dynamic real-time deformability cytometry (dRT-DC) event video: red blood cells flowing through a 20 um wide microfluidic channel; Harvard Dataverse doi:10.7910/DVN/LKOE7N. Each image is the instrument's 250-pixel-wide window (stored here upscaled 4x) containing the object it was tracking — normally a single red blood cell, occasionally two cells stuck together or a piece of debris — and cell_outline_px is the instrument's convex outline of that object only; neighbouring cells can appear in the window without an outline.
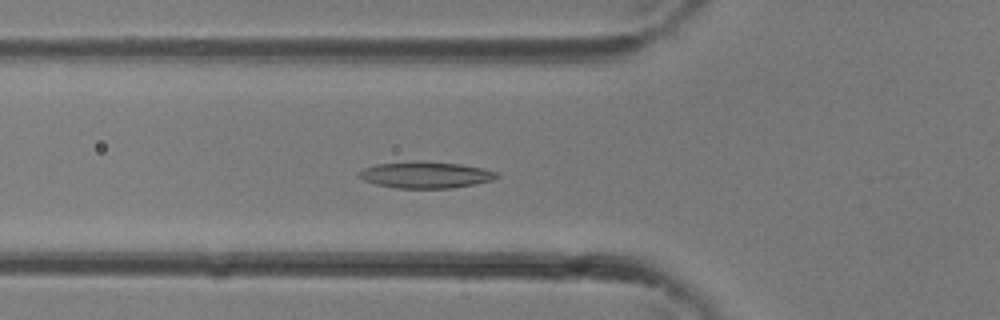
{"species": "common noctule bat (a hibernating species)", "species_latin": "Nyctalus noctula", "temperature_condition": "room temperature", "stored_images_in_passage": 35, "camera_frame_rate_fps": 3000, "um_per_image_px": 0.085, "animal": {"sex": "female"}, "frame": {"image": 1, "passage_image": 12, "time_ms": 3.667, "image_size_px": [1000, 320], "cell_outline_px": [[500, 176], [492, 180], [476, 184], [452, 188], [396, 188], [376, 184], [364, 180], [356, 172], [364, 168], [376, 164], [412, 160], [416, 160], [460, 164], [484, 168], [496, 172]], "centroid_in_image_um": [36.18, 14.85], "position_along_channel_um": 89.6, "area_um2": 21.44}}
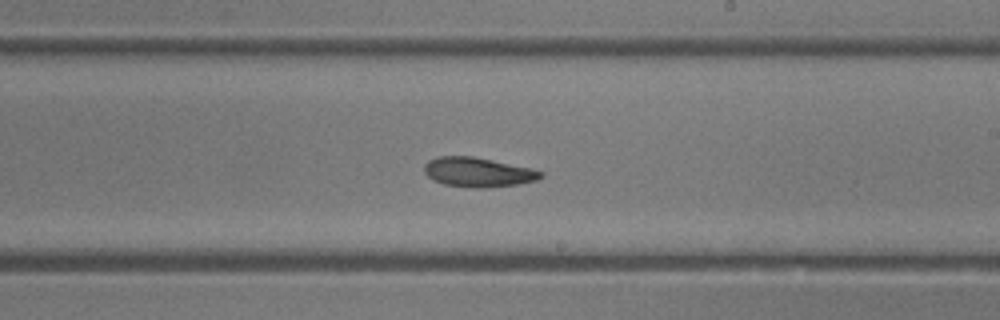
{"frame": {"image": 2, "passage_image": 20, "time_ms": 6.333, "image_size_px": [1000, 320], "cell_outline_px": [[544, 176], [536, 180], [516, 184], [484, 188], [476, 188], [444, 184], [432, 180], [424, 172], [424, 164], [428, 160], [436, 156], [472, 156], [532, 168], [544, 172]], "centroid_in_image_um": [40.61, 14.63], "position_along_channel_um": 248.4, "area_um2": 20.06}}
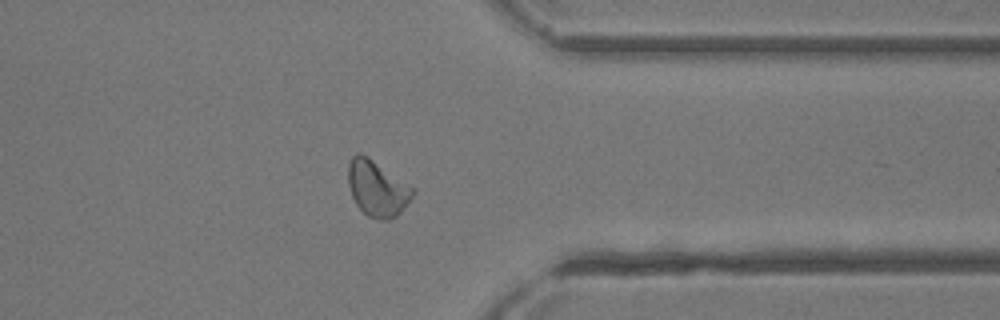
{"frame": {"image": 3, "passage_image": 27, "time_ms": 8.667, "image_size_px": [1000, 320], "cell_outline_px": [[416, 192], [400, 212], [396, 216], [388, 220], [380, 220], [368, 216], [356, 204], [352, 196], [348, 184], [348, 164], [352, 156], [356, 152], [360, 152], [368, 156], [416, 188]], "centroid_in_image_um": [32.07, 15.99], "position_along_channel_um": 379.3, "area_um2": 21.21}}